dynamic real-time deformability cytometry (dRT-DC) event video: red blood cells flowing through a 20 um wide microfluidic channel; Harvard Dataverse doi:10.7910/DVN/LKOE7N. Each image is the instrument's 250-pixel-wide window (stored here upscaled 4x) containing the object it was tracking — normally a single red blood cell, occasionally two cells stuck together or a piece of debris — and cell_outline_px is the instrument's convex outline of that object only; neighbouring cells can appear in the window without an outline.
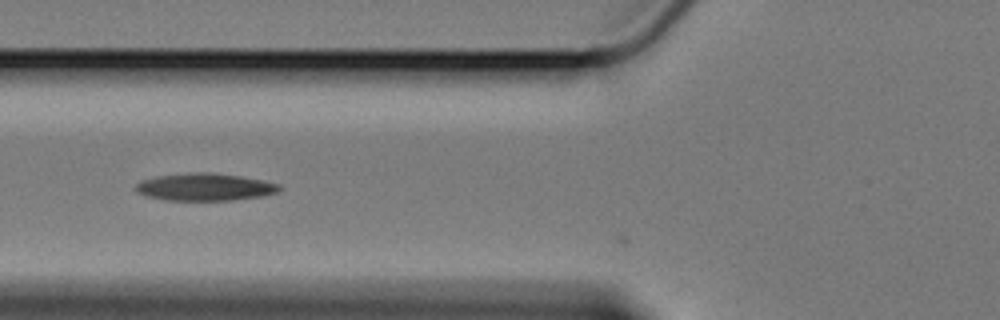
{"species": "Egyptian fruit bat (a non-hibernating species)", "species_latin": "Rousettus aegyptiacus", "temperature_condition": "cold", "stored_images_in_passage": 12, "camera_frame_rate_fps": 3000, "um_per_image_px": 0.085, "animal": {"sex": "female"}, "frame": {"image": 1, "passage_image": 10, "time_ms": 3.0, "image_size_px": [1000, 320], "cell_outline_px": [[280, 188], [276, 192], [260, 196], [236, 200], [164, 200], [148, 196], [140, 192], [136, 188], [136, 184], [144, 180], [156, 176], [192, 172], [212, 172], [240, 176], [280, 184]], "centroid_in_image_um": [17.42, 15.89], "position_along_channel_um": 108.4, "area_um2": 22.6}}